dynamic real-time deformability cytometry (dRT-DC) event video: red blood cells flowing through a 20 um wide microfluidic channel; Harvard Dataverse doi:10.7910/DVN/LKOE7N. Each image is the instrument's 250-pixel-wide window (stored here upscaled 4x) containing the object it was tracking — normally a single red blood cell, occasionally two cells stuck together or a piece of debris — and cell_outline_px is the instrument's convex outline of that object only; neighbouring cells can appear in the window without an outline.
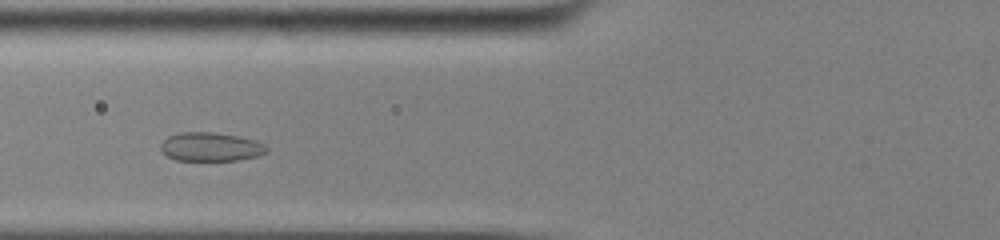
{"species": "common noctule bat (a hibernating species)", "species_latin": "Nyctalus noctula", "temperature_condition": "cold", "stored_images_in_passage": 41, "camera_frame_rate_fps": 3000, "um_per_image_px": 0.085, "animal": {"sex": "male", "body_mass_g": 13.0, "forearm_length_mm": 53.1}, "frame": {"image": 1, "passage_image": 9, "time_ms": 2.667, "image_size_px": [1000, 240], "cell_outline_px": [[268, 152], [260, 156], [236, 160], [176, 160], [168, 156], [160, 148], [160, 144], [168, 136], [180, 132], [216, 132], [240, 136], [264, 144], [268, 148]], "centroid_in_image_um": [17.93, 12.47], "position_along_channel_um": 107.9, "area_um2": 17.8}}
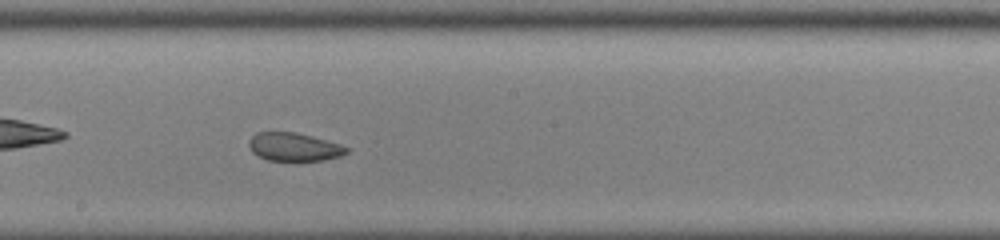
{"frame": {"image": 2, "passage_image": 18, "time_ms": 5.667, "image_size_px": [1000, 240], "cell_outline_px": [[348, 152], [340, 156], [324, 160], [268, 160], [252, 152], [248, 144], [248, 140], [256, 132], [296, 132], [312, 136], [340, 144], [348, 148]], "centroid_in_image_um": [24.98, 12.47], "position_along_channel_um": 223.2, "area_um2": 15.95}}
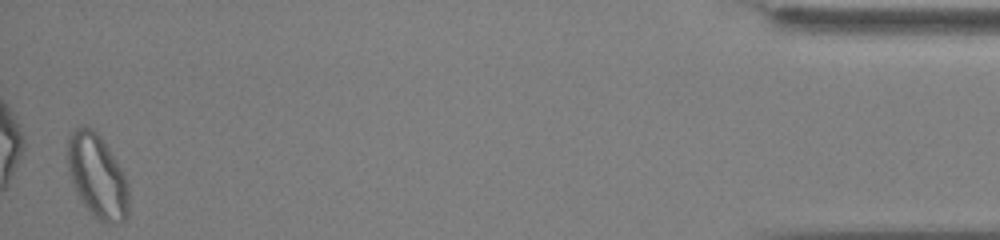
{"frame": {"image": 3, "passage_image": 40, "time_ms": 13.0, "image_size_px": [1000, 240], "cell_outline_px": [[128, 216], [124, 220], [116, 224], [108, 224], [96, 220], [80, 200], [76, 192], [68, 172], [68, 136], [76, 128], [92, 128], [100, 136], [108, 148], [120, 168], [124, 176], [128, 188]], "centroid_in_image_um": [8.26, 15.03], "position_along_channel_um": 426.9, "area_um2": 29.59}, "authors_computed_cell_mechanics": {"area_um2": 18.5538, "velocity_mm_per_s": 3.8362, "shape_relaxation_time_tau1_ms": null, "shape_relaxation_time_tau2_ms": 1.0895, "deformation_change_tau1": null, "deformation_change_tau2": 0.062}}